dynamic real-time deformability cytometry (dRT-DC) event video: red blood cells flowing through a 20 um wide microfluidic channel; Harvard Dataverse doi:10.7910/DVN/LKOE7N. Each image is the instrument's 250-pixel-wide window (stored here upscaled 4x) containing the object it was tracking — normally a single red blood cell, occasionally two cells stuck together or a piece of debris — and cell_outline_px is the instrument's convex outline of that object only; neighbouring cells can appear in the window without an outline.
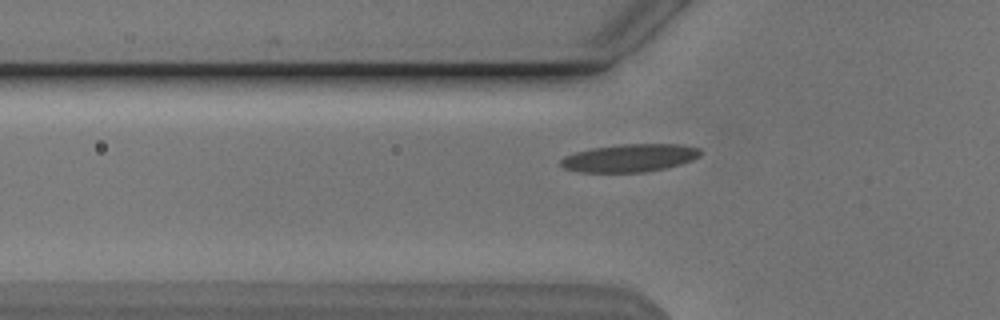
{"species": "Egyptian fruit bat (a non-hibernating species)", "species_latin": "Rousettus aegyptiacus", "temperature_condition": "cold", "stored_images_in_passage": 36, "camera_frame_rate_fps": 3000, "um_per_image_px": 0.085, "animal": {"sex": "male"}, "frame": {"image": 1, "passage_image": 6, "time_ms": 1.667, "image_size_px": [1000, 320], "cell_outline_px": [[704, 152], [700, 156], [692, 160], [680, 164], [664, 168], [640, 172], [580, 172], [564, 168], [560, 164], [560, 160], [564, 156], [576, 152], [592, 148], [620, 144], [684, 144], [700, 148]], "centroid_in_image_um": [53.56, 13.41], "position_along_channel_um": 72.2, "area_um2": 22.72}}
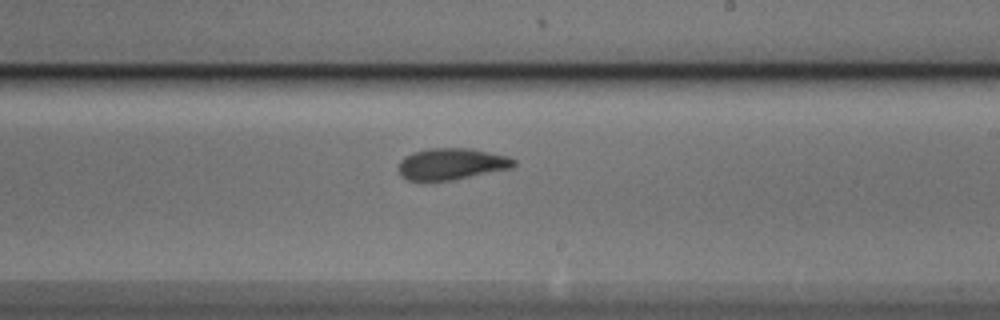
{"frame": {"image": 2, "passage_image": 20, "time_ms": 6.333, "image_size_px": [1000, 320], "cell_outline_px": [[516, 164], [512, 168], [452, 180], [408, 180], [400, 176], [400, 160], [404, 156], [412, 152], [428, 148], [472, 148], [508, 156], [516, 160]], "centroid_in_image_um": [38.4, 13.92], "position_along_channel_um": 250.6, "area_um2": 21.21}}
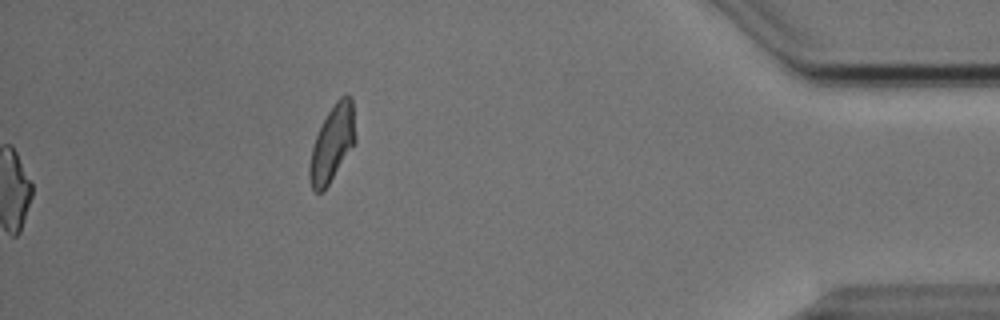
{"frame": {"image": 3, "passage_image": 36, "time_ms": 11.667, "image_size_px": [1000, 320], "cell_outline_px": [[356, 144], [328, 184], [320, 192], [316, 192], [312, 188], [308, 176], [308, 168], [312, 148], [316, 136], [328, 112], [336, 100], [340, 96], [352, 96], [356, 140]], "centroid_in_image_um": [28.26, 12.19], "position_along_channel_um": 406.9, "area_um2": 20.23}, "authors_computed_cell_mechanics": {"area_um2": 20.9525, "velocity_mm_per_s": 3.8255, "shape_relaxation_time_tau1_ms": 3.2471, "shape_relaxation_time_tau2_ms": 1.2381, "deformation_change_tau1": 0.152, "deformation_change_tau2": 0.0833}}